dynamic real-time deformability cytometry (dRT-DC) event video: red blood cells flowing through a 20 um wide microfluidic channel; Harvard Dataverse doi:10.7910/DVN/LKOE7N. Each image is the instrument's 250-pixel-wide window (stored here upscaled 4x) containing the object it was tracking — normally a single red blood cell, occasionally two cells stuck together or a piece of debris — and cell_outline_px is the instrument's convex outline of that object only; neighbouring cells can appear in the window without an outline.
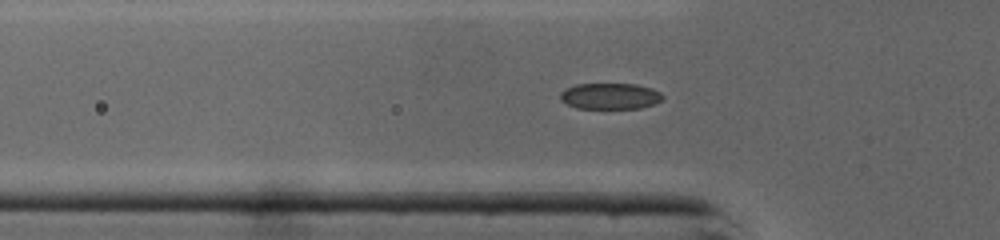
{"species": "common noctule bat (a hibernating species)", "species_latin": "Nyctalus noctula", "temperature_condition": "cold", "stored_images_in_passage": 4, "camera_frame_rate_fps": 3000, "um_per_image_px": 0.085, "animal": {"sex": "male", "body_mass_g": 19.0, "forearm_length_mm": 50.8}, "frame": {"image": 1, "passage_image": 2, "time_ms": 0.333, "image_size_px": [1000, 240], "cell_outline_px": [[664, 100], [640, 108], [576, 108], [560, 100], [560, 92], [564, 88], [576, 84], [636, 84], [652, 88], [660, 92], [664, 96]], "centroid_in_image_um": [51.85, 8.16], "position_along_channel_um": 73.9, "area_um2": 15.66}}